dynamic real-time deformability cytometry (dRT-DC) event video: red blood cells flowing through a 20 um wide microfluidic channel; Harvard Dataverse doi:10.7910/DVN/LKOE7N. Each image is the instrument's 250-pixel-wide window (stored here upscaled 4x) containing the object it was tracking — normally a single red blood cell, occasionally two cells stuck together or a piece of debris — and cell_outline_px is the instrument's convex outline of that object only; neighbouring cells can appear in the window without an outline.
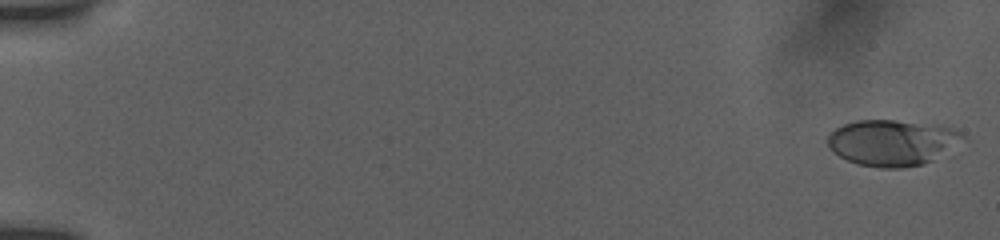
{"species": "human", "species_latin": "Homo sapiens", "temperature_condition": "room temperature", "stored_images_in_passage": 12, "camera_frame_rate_fps": 3000, "um_per_image_px": 0.085, "donor": {"sex": "female"}, "frame": {"image": 1, "passage_image": 1, "time_ms": 0.0, "image_size_px": [1000, 240], "cell_outline_px": [[968, 140], [932, 160], [924, 164], [900, 168], [880, 168], [856, 164], [832, 152], [828, 148], [824, 140], [836, 128], [844, 124], [860, 120], [896, 120], [936, 124], [948, 128], [964, 136]], "centroid_in_image_um": [75.82, 12.13], "position_along_channel_um": 9.2, "area_um2": 36.47}}
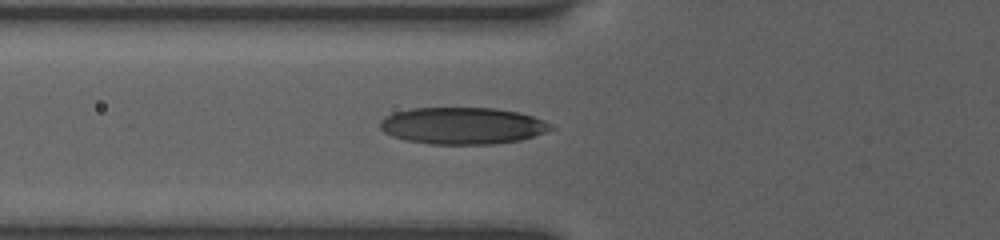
{"frame": {"image": 2, "passage_image": 9, "time_ms": 6.667, "image_size_px": [1000, 240], "cell_outline_px": [[556, 128], [548, 132], [520, 140], [492, 144], [428, 144], [404, 140], [392, 136], [384, 132], [380, 128], [380, 120], [384, 116], [396, 112], [412, 108], [496, 108], [520, 112], [544, 120], [552, 124]], "centroid_in_image_um": [39.33, 10.69], "position_along_channel_um": 86.5, "area_um2": 36.99}}
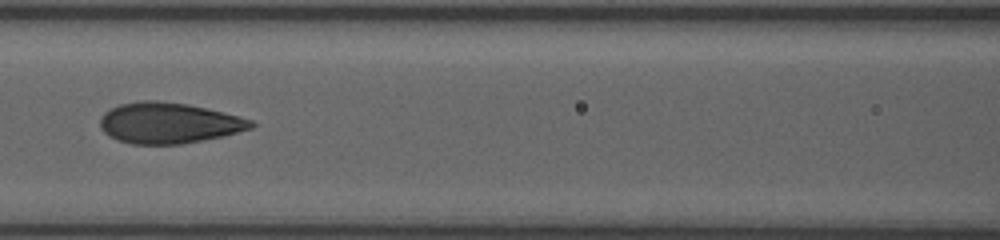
{"frame": {"image": 3, "passage_image": 11, "time_ms": 8.333, "image_size_px": [1000, 240], "cell_outline_px": [[256, 124], [252, 128], [220, 136], [180, 144], [132, 144], [108, 136], [100, 128], [100, 120], [104, 112], [120, 104], [140, 100], [156, 100], [188, 104], [252, 120]], "centroid_in_image_um": [14.29, 10.45], "position_along_channel_um": 152.3, "area_um2": 35.43}}